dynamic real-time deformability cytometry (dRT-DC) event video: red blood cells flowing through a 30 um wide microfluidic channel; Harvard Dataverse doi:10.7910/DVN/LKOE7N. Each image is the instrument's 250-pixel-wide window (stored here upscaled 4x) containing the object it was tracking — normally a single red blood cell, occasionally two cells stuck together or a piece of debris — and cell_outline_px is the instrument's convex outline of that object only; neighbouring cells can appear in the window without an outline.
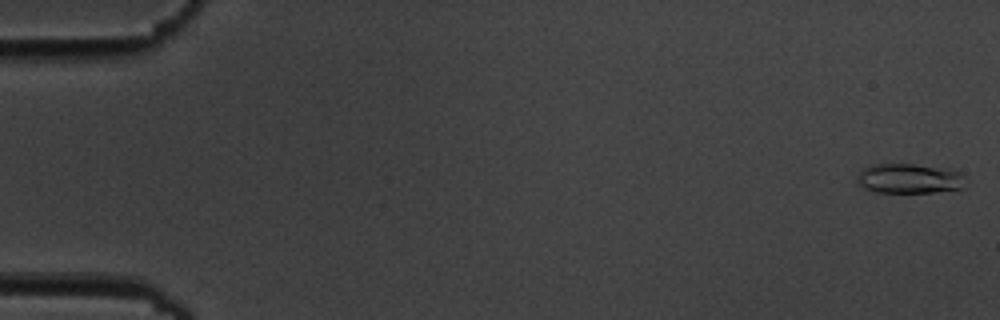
{"species": "common noctule bat (a hibernating species)", "species_latin": "Nyctalus noctula", "temperature_condition": "cold", "stored_images_in_passage": 6, "camera_frame_rate_fps": 3000, "um_per_image_px": 0.085, "animal": {"sex": "male", "body_mass_g": 19.5, "forearm_length_mm": 54.6}, "frame": {"image": 1, "passage_image": 1, "time_ms": 0.0, "image_size_px": [1000, 320], "cell_outline_px": [[968, 188], [932, 192], [876, 192], [864, 188], [856, 184], [856, 176], [864, 168], [872, 164], [912, 164], [948, 168], [960, 172]], "centroid_in_image_um": [77.29, 15.18], "position_along_channel_um": 7.7, "area_um2": 19.07}}